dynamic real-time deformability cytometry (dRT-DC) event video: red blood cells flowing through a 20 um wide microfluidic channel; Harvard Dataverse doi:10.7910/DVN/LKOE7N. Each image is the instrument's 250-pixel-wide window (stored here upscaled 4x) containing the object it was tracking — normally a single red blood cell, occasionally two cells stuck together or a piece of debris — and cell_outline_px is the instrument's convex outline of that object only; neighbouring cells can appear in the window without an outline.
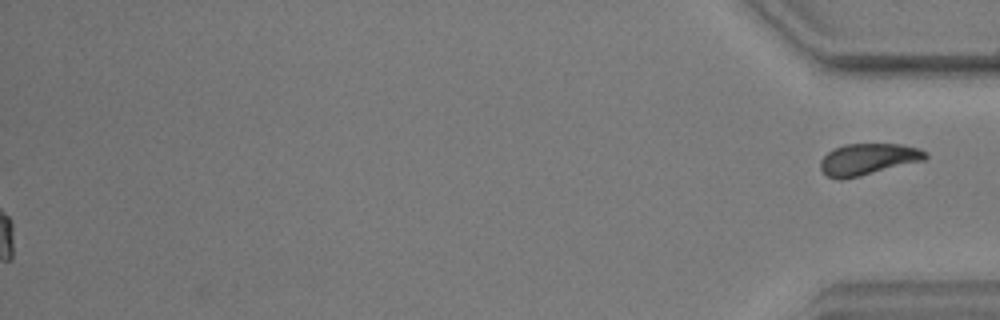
{"species": "common noctule bat (a hibernating species)", "species_latin": "Nyctalus noctula", "temperature_condition": "warm", "stored_images_in_passage": 37, "segment_of_instrument_passage": [2, 2], "camera_frame_rate_fps": 3000, "um_per_image_px": 0.085, "animal": {"sex": "male", "body_mass_g": 17.9, "forearm_length_mm": 54.2}, "frame": {"image": 1, "passage_image": 37, "time_ms": 12.0, "image_size_px": [1000, 320], "cell_outline_px": [[928, 156], [924, 160], [860, 176], [840, 180], [828, 176], [820, 168], [820, 160], [832, 148], [844, 144], [900, 144], [920, 148], [928, 152]], "centroid_in_image_um": [73.78, 13.52], "position_along_channel_um": 361.4, "area_um2": 19.31}}